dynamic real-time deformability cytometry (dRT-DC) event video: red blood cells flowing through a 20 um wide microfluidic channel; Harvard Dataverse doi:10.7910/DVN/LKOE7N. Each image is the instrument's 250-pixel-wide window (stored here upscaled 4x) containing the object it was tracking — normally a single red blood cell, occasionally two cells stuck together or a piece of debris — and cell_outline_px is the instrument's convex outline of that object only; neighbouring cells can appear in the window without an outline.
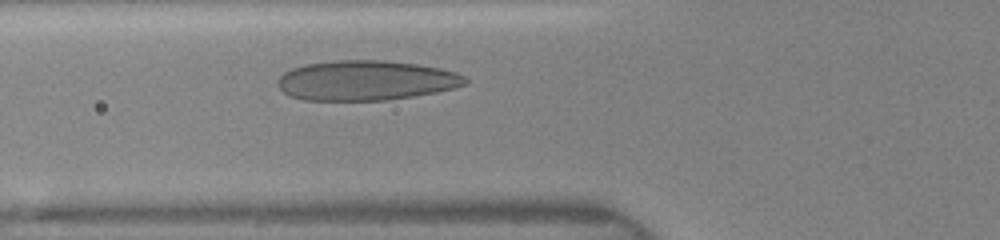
{"species": "human", "species_latin": "Homo sapiens", "temperature_condition": "room temperature", "stored_images_in_passage": 11, "camera_frame_rate_fps": 3000, "um_per_image_px": 0.085, "donor": {"sex": "female"}, "frame": {"image": 1, "passage_image": 5, "time_ms": 1.667, "image_size_px": [1000, 240], "cell_outline_px": [[468, 84], [436, 92], [412, 96], [384, 100], [304, 100], [288, 96], [276, 84], [276, 80], [284, 72], [292, 68], [308, 64], [336, 60], [384, 60], [416, 64], [440, 68], [456, 72], [464, 76], [468, 80]], "centroid_in_image_um": [31.08, 6.84], "position_along_channel_um": 94.7, "area_um2": 43.58}}
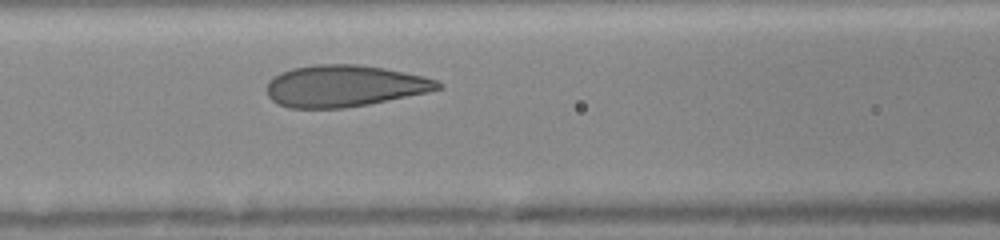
{"frame": {"image": 2, "passage_image": 7, "time_ms": 2.667, "image_size_px": [1000, 240], "cell_outline_px": [[444, 88], [428, 92], [368, 104], [344, 108], [288, 108], [276, 104], [268, 96], [268, 80], [280, 72], [292, 68], [316, 64], [360, 64], [384, 68], [424, 76], [436, 80], [444, 84]], "centroid_in_image_um": [29.27, 7.3], "position_along_channel_um": 137.3, "area_um2": 41.73}}
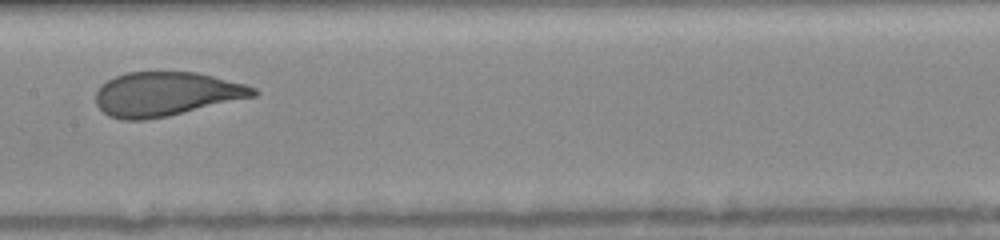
{"frame": {"image": 3, "passage_image": 10, "time_ms": 4.0, "image_size_px": [1000, 240], "cell_outline_px": [[260, 92], [256, 96], [168, 116], [144, 120], [120, 120], [108, 116], [96, 104], [96, 92], [108, 80], [116, 76], [128, 72], [196, 72], [244, 84], [256, 88]], "centroid_in_image_um": [14.12, 8.0], "position_along_channel_um": 193.3, "area_um2": 40.29}}